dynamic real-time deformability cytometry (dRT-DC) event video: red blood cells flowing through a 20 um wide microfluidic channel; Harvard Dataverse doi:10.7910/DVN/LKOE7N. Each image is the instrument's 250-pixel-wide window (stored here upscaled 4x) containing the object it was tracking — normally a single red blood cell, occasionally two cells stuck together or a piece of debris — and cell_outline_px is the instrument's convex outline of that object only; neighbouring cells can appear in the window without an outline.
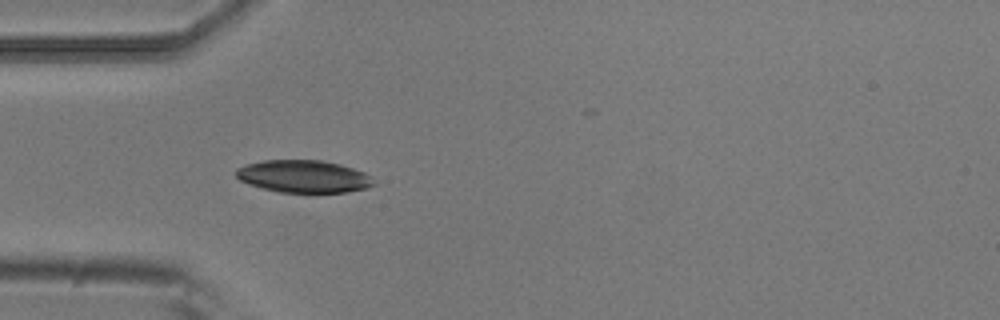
{"species": "common noctule bat (a hibernating species)", "species_latin": "Nyctalus noctula", "temperature_condition": "room temperature", "stored_images_in_passage": 5, "camera_frame_rate_fps": 3000, "um_per_image_px": 0.085, "animal": {"sex": "male", "body_mass_g": 20.5, "forearm_length_mm": 52.5}, "frame": {"image": 1, "passage_image": 5, "time_ms": 1.333, "image_size_px": [1000, 320], "cell_outline_px": [[376, 184], [368, 188], [348, 192], [280, 192], [260, 188], [240, 180], [236, 176], [236, 168], [248, 164], [264, 160], [320, 160], [340, 164], [364, 172]], "centroid_in_image_um": [25.8, 15.0], "position_along_channel_um": 59.2, "area_um2": 25.89}}